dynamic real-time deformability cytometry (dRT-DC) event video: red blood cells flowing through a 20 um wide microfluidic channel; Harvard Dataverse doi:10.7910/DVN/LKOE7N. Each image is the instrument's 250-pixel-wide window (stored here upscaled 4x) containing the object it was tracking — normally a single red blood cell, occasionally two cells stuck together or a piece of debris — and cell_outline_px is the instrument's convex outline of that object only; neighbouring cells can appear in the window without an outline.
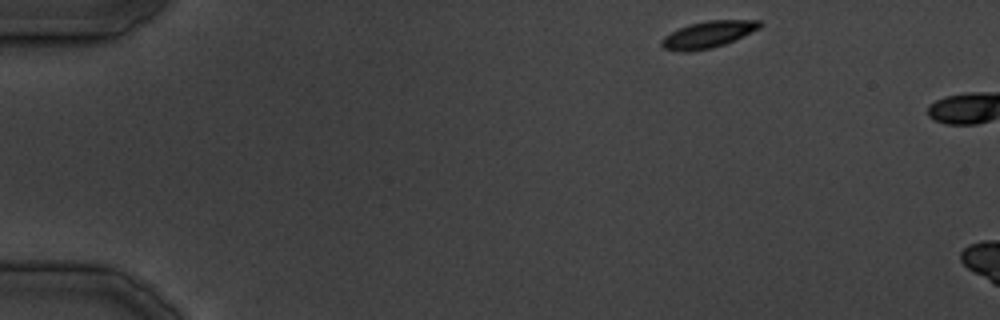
{"species": "common noctule bat (a hibernating species)", "species_latin": "Nyctalus noctula", "temperature_condition": "cold", "stored_images_in_passage": 3, "camera_frame_rate_fps": 3000, "um_per_image_px": 0.085, "animal": {"sex": "male", "body_mass_g": 19.5, "forearm_length_mm": 54.6}, "frame": {"image": 1, "passage_image": 1, "time_ms": 0.0, "image_size_px": [1000, 320], "cell_outline_px": [[760, 28], [724, 44], [712, 48], [688, 52], [684, 52], [664, 48], [660, 44], [660, 40], [664, 36], [688, 24], [708, 20], [760, 20]], "centroid_in_image_um": [60.15, 2.93], "position_along_channel_um": 24.9, "area_um2": 15.09}}